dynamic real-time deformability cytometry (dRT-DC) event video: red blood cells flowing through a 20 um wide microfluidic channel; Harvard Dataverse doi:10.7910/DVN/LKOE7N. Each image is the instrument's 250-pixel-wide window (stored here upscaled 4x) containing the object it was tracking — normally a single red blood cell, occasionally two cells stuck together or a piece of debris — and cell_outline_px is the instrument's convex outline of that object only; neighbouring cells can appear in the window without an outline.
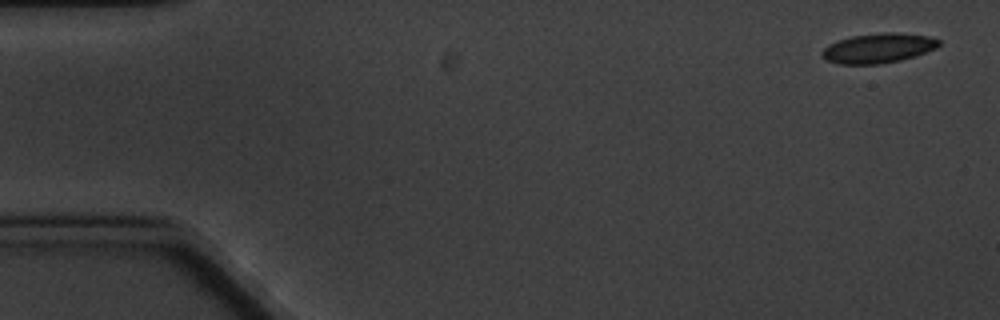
{"species": "common noctule bat (a hibernating species)", "species_latin": "Nyctalus noctula", "temperature_condition": "cold", "stored_images_in_passage": 5, "camera_frame_rate_fps": 3000, "um_per_image_px": 0.085, "animal": {"sex": "male", "body_mass_g": 20.1, "forearm_length_mm": 53.5}, "frame": {"image": 1, "passage_image": 1, "time_ms": 0.0, "image_size_px": [1000, 320], "cell_outline_px": [[940, 44], [936, 48], [900, 60], [880, 64], [840, 64], [828, 60], [820, 52], [828, 44], [852, 36], [884, 32], [896, 32], [928, 36], [940, 40]], "centroid_in_image_um": [74.65, 4.08], "position_along_channel_um": 10.3, "area_um2": 19.94}}